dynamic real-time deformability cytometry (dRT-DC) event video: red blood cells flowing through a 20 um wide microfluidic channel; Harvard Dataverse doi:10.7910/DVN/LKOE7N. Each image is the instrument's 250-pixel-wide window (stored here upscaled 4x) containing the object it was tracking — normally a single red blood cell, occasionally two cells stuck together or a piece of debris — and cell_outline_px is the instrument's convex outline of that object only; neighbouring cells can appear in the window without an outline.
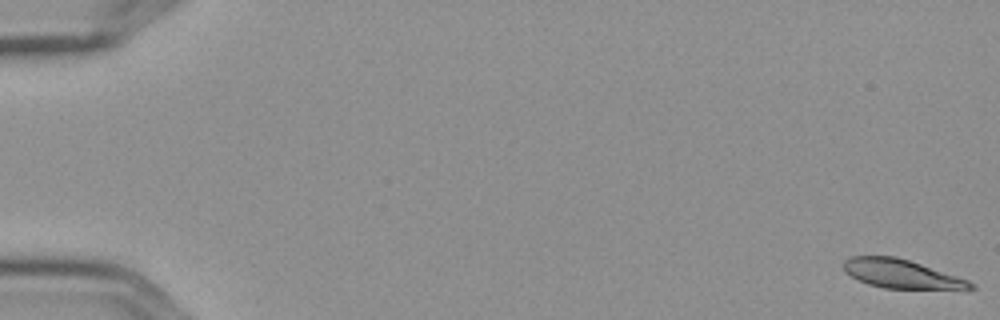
{"species": "Egyptian fruit bat (a non-hibernating species)", "species_latin": "Rousettus aegyptiacus", "temperature_condition": "cold", "stored_images_in_passage": 9, "camera_frame_rate_fps": 3000, "um_per_image_px": 0.085, "frame": {"image": 1, "passage_image": 1, "time_ms": 0.0, "image_size_px": [1000, 320], "cell_outline_px": [[976, 288], [884, 288], [868, 284], [844, 272], [840, 264], [844, 260], [852, 256], [896, 256], [968, 280], [976, 284]], "centroid_in_image_um": [76.52, 23.26], "position_along_channel_um": 8.5, "area_um2": 20.87}}
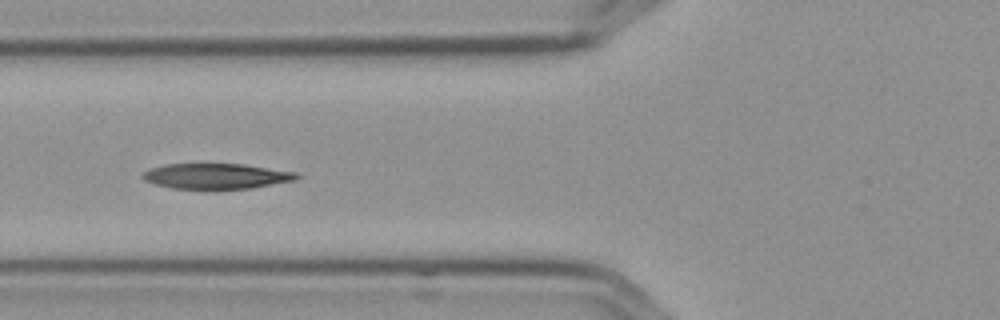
{"frame": {"image": 2, "passage_image": 7, "time_ms": 2.0, "image_size_px": [1000, 320], "cell_outline_px": [[300, 176], [296, 180], [252, 188], [172, 188], [156, 184], [144, 180], [140, 176], [144, 172], [152, 168], [164, 164], [244, 164], [296, 172]], "centroid_in_image_um": [18.4, 14.96], "position_along_channel_um": 107.4, "area_um2": 22.54}}
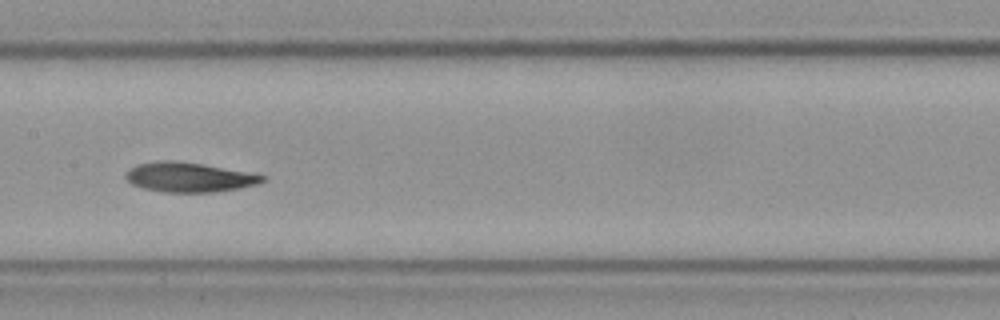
{"frame": {"image": 3, "passage_image": 9, "time_ms": 2.667, "image_size_px": [1000, 320], "cell_outline_px": [[264, 180], [260, 184], [240, 188], [216, 192], [164, 192], [144, 188], [132, 184], [124, 176], [132, 168], [140, 164], [160, 160], [172, 160], [256, 172], [264, 176]], "centroid_in_image_um": [16.16, 15.07], "position_along_channel_um": 191.2, "area_um2": 23.58}}